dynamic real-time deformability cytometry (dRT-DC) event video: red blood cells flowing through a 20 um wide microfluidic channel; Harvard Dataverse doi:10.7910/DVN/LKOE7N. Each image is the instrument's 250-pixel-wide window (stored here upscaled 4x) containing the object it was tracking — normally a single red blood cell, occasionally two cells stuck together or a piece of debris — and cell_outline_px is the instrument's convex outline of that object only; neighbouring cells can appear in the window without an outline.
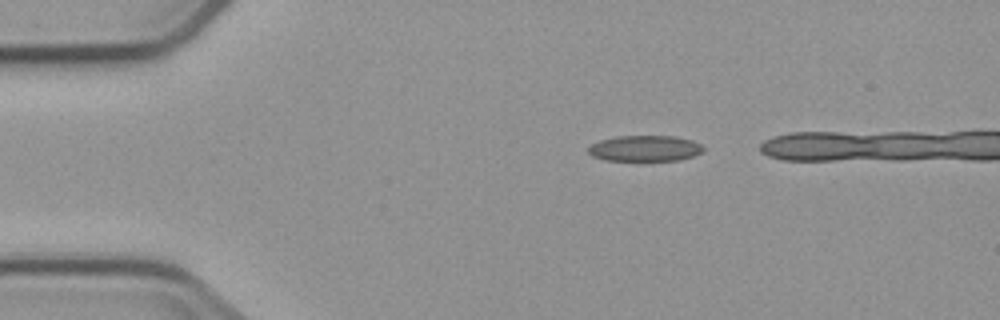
{"species": "common noctule bat (a hibernating species)", "species_latin": "Nyctalus noctula", "temperature_condition": "cold", "stored_images_in_passage": 7, "camera_frame_rate_fps": 3000, "um_per_image_px": 0.085, "animal": {"sex": "male", "body_mass_g": 23.1, "forearm_length_mm": 52.7}, "frame": {"image": 1, "passage_image": 1, "time_ms": 0.0, "image_size_px": [1000, 320], "cell_outline_px": [[704, 152], [680, 160], [604, 160], [592, 156], [588, 152], [588, 148], [592, 144], [600, 140], [616, 136], [676, 136], [692, 140], [700, 144], [704, 148]], "centroid_in_image_um": [54.83, 12.61], "position_along_channel_um": 30.2, "area_um2": 17.34}}
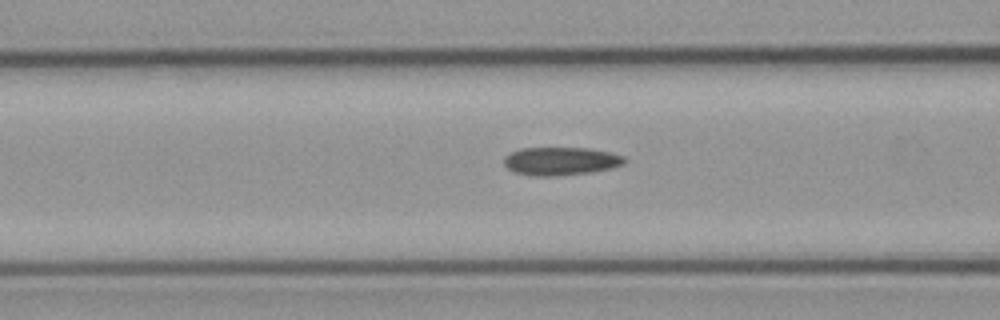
{"frame": {"image": 2, "passage_image": 5, "time_ms": 5.667, "image_size_px": [1000, 320], "cell_outline_px": [[628, 160], [624, 164], [612, 168], [592, 172], [552, 176], [532, 176], [516, 172], [508, 168], [504, 164], [504, 156], [520, 148], [588, 148], [608, 152], [624, 156]], "centroid_in_image_um": [47.68, 13.69], "position_along_channel_um": 118.9, "area_um2": 19.77}}